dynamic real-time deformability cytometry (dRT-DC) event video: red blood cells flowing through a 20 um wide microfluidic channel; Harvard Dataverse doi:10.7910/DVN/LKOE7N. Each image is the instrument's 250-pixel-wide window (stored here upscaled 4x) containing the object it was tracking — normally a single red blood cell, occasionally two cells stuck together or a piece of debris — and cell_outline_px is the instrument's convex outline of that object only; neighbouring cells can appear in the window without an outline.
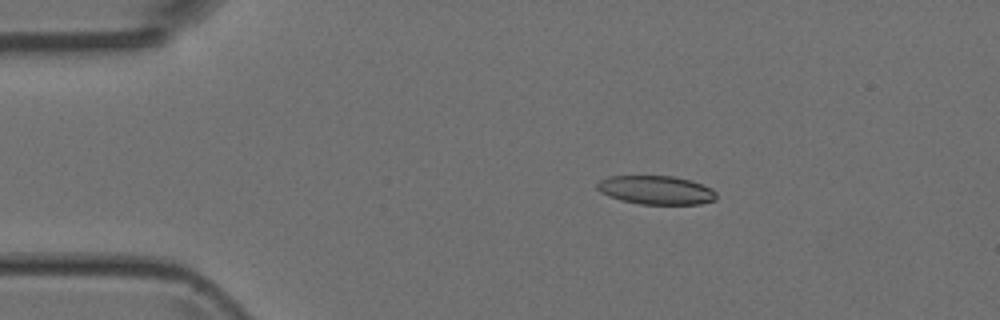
{"species": "Egyptian fruit bat (a non-hibernating species)", "species_latin": "Rousettus aegyptiacus", "temperature_condition": "room temperature", "stored_images_in_passage": 4, "camera_frame_rate_fps": 3000, "um_per_image_px": 0.085, "animal": {"sex": "female"}, "frame": {"image": 1, "passage_image": 2, "time_ms": 1.333, "image_size_px": [1000, 320], "cell_outline_px": [[716, 200], [700, 204], [640, 204], [620, 200], [600, 192], [596, 188], [596, 184], [600, 180], [608, 176], [672, 176], [692, 180], [712, 188], [716, 192]], "centroid_in_image_um": [55.78, 16.15], "position_along_channel_um": 29.2, "area_um2": 20.06}}
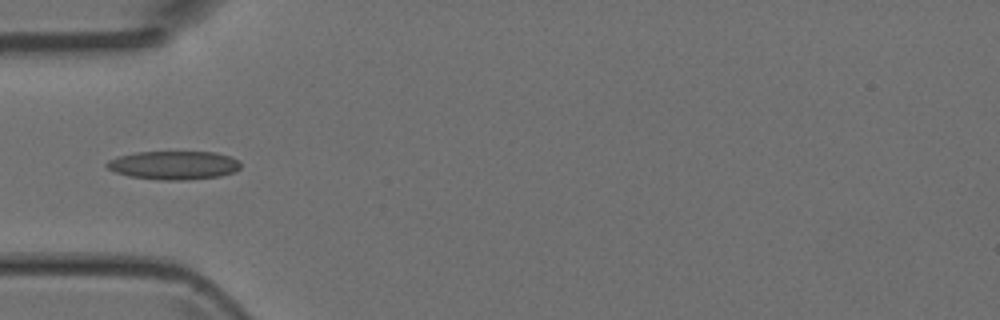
{"frame": {"image": 2, "passage_image": 4, "time_ms": 3.667, "image_size_px": [1000, 320], "cell_outline_px": [[240, 168], [236, 172], [220, 176], [188, 180], [160, 180], [128, 176], [116, 172], [108, 168], [104, 164], [108, 160], [120, 156], [136, 152], [216, 152], [232, 156], [240, 160]], "centroid_in_image_um": [14.82, 14.04], "position_along_channel_um": 70.2, "area_um2": 22.48}}